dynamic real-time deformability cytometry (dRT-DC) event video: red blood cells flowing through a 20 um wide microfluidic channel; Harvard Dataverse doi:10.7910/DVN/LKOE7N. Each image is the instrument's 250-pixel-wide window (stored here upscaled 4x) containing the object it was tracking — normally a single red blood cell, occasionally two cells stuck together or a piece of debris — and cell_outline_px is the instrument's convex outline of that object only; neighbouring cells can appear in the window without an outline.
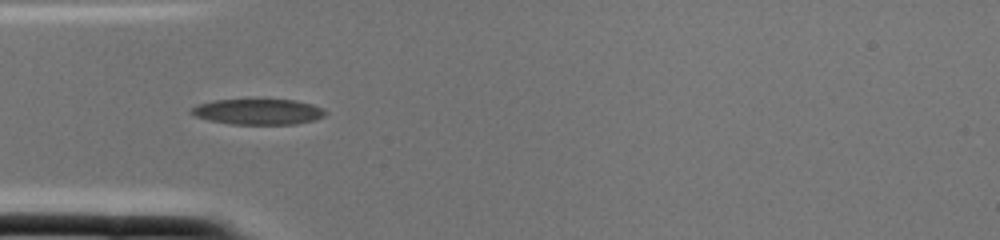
{"species": "common noctule bat (a hibernating species)", "species_latin": "Nyctalus noctula", "temperature_condition": "cold", "stored_images_in_passage": 1, "camera_frame_rate_fps": 3000, "um_per_image_px": 0.085, "animal": {"sex": "female", "body_mass_g": 22.0, "forearm_length_mm": 56.7}, "frame": {"image": 1, "passage_image": 1, "time_ms": 0.0, "image_size_px": [1000, 240], "cell_outline_px": [[328, 112], [324, 116], [316, 120], [296, 124], [228, 124], [208, 120], [196, 116], [188, 112], [196, 104], [212, 100], [292, 100], [312, 104], [324, 108]], "centroid_in_image_um": [21.94, 9.5], "position_along_channel_um": 63.1, "area_um2": 20.17}}